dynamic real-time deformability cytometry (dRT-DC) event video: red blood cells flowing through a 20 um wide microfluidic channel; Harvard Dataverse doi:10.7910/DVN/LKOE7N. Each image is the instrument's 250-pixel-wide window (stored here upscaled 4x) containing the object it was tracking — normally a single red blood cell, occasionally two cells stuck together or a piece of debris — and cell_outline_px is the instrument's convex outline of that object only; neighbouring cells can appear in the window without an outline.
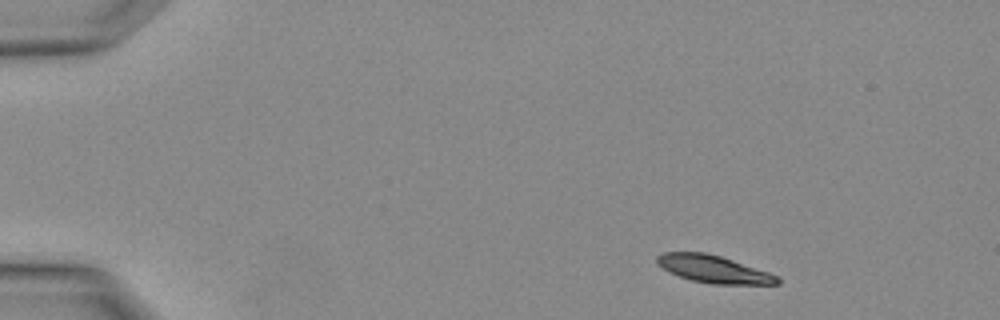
{"species": "Egyptian fruit bat (a non-hibernating species)", "species_latin": "Rousettus aegyptiacus", "temperature_condition": "warm", "stored_images_in_passage": 4, "camera_frame_rate_fps": 3000, "um_per_image_px": 0.085, "animal": {"sex": "female"}, "frame": {"image": 1, "passage_image": 1, "time_ms": 0.0, "image_size_px": [1000, 320], "cell_outline_px": [[780, 284], [712, 284], [692, 280], [668, 272], [656, 264], [656, 256], [664, 252], [704, 252], [720, 256], [768, 272], [776, 276], [780, 280]], "centroid_in_image_um": [60.6, 22.87], "position_along_channel_um": 24.4, "area_um2": 19.07}}
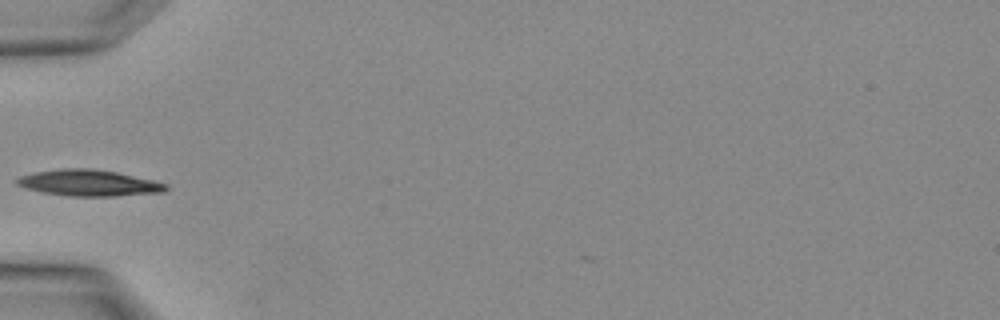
{"frame": {"image": 2, "passage_image": 3, "time_ms": 0.667, "image_size_px": [1000, 320], "cell_outline_px": [[168, 188], [164, 192], [116, 196], [68, 196], [44, 192], [28, 188], [16, 184], [12, 180], [20, 176], [32, 172], [60, 168], [92, 168], [116, 172], [152, 180], [168, 184]], "centroid_in_image_um": [7.52, 15.54], "position_along_channel_um": 77.5, "area_um2": 22.83}}